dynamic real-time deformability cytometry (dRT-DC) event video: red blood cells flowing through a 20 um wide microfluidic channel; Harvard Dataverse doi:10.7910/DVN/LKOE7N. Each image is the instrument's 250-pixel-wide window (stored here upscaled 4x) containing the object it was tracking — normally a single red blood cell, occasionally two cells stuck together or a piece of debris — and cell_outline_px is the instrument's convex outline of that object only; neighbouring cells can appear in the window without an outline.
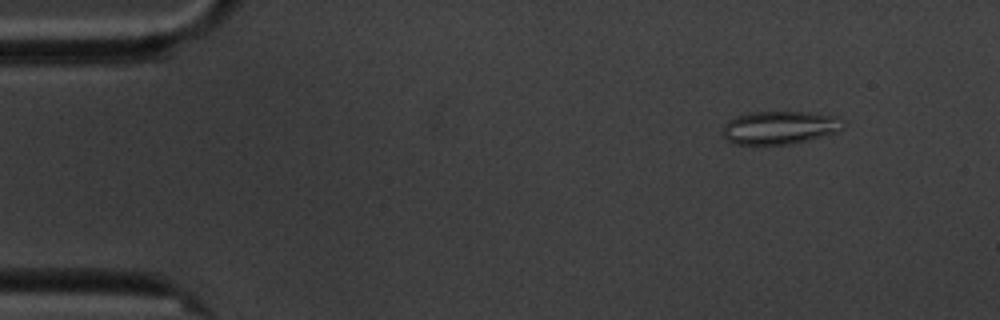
{"species": "common noctule bat (a hibernating species)", "species_latin": "Nyctalus noctula", "temperature_condition": "cold", "stored_images_in_passage": 5, "camera_frame_rate_fps": 3000, "um_per_image_px": 0.085, "animal": {"sex": "male", "body_mass_g": 20.1, "forearm_length_mm": 53.5}, "frame": {"image": 1, "passage_image": 2, "time_ms": 1.333, "image_size_px": [1000, 320], "cell_outline_px": [[844, 124], [836, 132], [808, 140], [788, 144], [736, 144], [728, 140], [724, 136], [724, 124], [728, 120], [736, 116], [748, 112], [808, 112], [836, 116], [844, 120]], "centroid_in_image_um": [66.27, 10.83], "position_along_channel_um": 18.7, "area_um2": 23.06}}
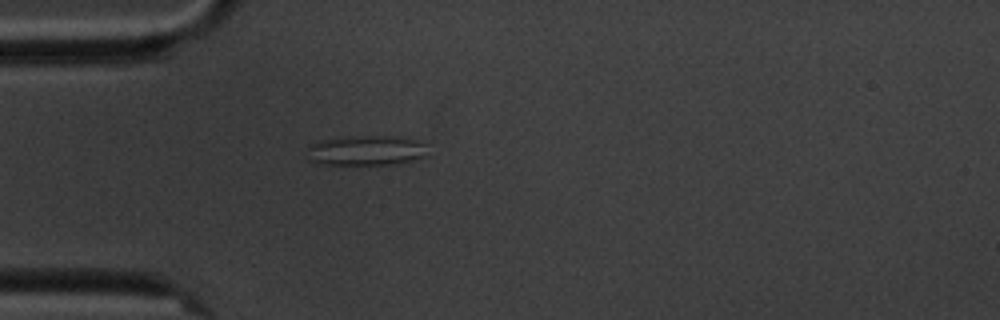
{"frame": {"image": 2, "passage_image": 5, "time_ms": 4.667, "image_size_px": [1000, 320], "cell_outline_px": [[428, 144], [420, 156], [408, 160], [392, 164], [316, 164], [308, 160], [308, 144], [340, 136], [392, 136], [416, 140]], "centroid_in_image_um": [31.0, 12.77], "position_along_channel_um": 54.0, "area_um2": 20.81}}